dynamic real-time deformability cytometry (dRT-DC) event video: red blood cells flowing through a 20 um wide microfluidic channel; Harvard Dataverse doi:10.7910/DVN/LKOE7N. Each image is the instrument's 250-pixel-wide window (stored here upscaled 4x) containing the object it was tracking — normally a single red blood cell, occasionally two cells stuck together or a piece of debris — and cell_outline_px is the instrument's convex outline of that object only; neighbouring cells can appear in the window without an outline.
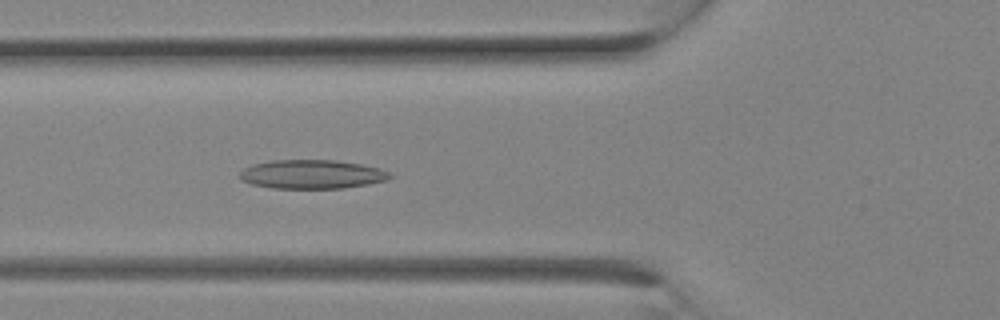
{"species": "Egyptian fruit bat (a non-hibernating species)", "species_latin": "Rousettus aegyptiacus", "temperature_condition": "room temperature", "stored_images_in_passage": 9, "camera_frame_rate_fps": 3000, "um_per_image_px": 0.085, "animal": {"sex": "female"}, "frame": {"image": 1, "passage_image": 9, "time_ms": 2.667, "image_size_px": [1000, 320], "cell_outline_px": [[392, 176], [388, 180], [368, 184], [344, 188], [272, 188], [252, 184], [240, 180], [240, 172], [244, 168], [252, 164], [272, 160], [336, 160], [364, 164], [380, 168], [392, 172]], "centroid_in_image_um": [26.55, 14.81], "position_along_channel_um": 99.2, "area_um2": 25.55}}